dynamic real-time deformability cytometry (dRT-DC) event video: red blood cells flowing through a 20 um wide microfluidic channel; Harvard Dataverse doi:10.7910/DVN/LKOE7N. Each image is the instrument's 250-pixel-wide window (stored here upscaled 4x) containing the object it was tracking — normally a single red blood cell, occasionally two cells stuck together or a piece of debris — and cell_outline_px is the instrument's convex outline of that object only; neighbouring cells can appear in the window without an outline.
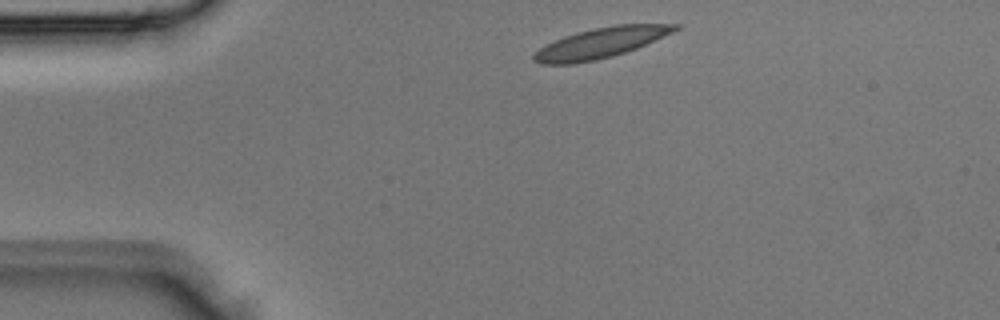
{"species": "Egyptian fruit bat (a non-hibernating species)", "species_latin": "Rousettus aegyptiacus", "temperature_condition": "room temperature", "stored_images_in_passage": 2, "camera_frame_rate_fps": 3000, "um_per_image_px": 0.085, "animal": {"sex": "male"}, "frame": {"image": 1, "passage_image": 1, "time_ms": 0.0, "image_size_px": [1000, 320], "cell_outline_px": [[684, 24], [680, 28], [672, 32], [636, 48], [612, 56], [596, 60], [572, 64], [540, 64], [532, 60], [532, 56], [540, 48], [564, 36], [576, 32], [616, 24]], "centroid_in_image_um": [51.05, 3.65], "position_along_channel_um": 34.0, "area_um2": 24.62}}